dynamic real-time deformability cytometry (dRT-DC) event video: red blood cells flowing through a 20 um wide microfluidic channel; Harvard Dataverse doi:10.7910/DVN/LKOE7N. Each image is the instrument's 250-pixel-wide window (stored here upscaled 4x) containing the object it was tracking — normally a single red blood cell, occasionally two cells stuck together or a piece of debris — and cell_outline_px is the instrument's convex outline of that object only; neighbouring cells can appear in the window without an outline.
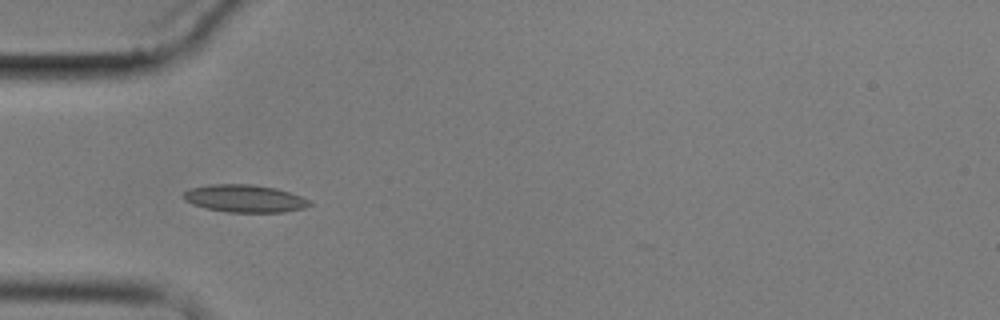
{"species": "common noctule bat (a hibernating species)", "species_latin": "Nyctalus noctula", "temperature_condition": "cold", "stored_images_in_passage": 4, "camera_frame_rate_fps": 3000, "um_per_image_px": 0.085, "animal": {"sex": "male", "body_mass_g": 17.9}, "frame": {"image": 1, "passage_image": 4, "time_ms": 4.333, "image_size_px": [1000, 320], "cell_outline_px": [[312, 204], [304, 208], [284, 212], [228, 212], [208, 208], [192, 204], [184, 200], [184, 192], [192, 188], [208, 184], [252, 184], [276, 188], [300, 196], [308, 200]], "centroid_in_image_um": [20.8, 16.87], "position_along_channel_um": 64.2, "area_um2": 20.06}}